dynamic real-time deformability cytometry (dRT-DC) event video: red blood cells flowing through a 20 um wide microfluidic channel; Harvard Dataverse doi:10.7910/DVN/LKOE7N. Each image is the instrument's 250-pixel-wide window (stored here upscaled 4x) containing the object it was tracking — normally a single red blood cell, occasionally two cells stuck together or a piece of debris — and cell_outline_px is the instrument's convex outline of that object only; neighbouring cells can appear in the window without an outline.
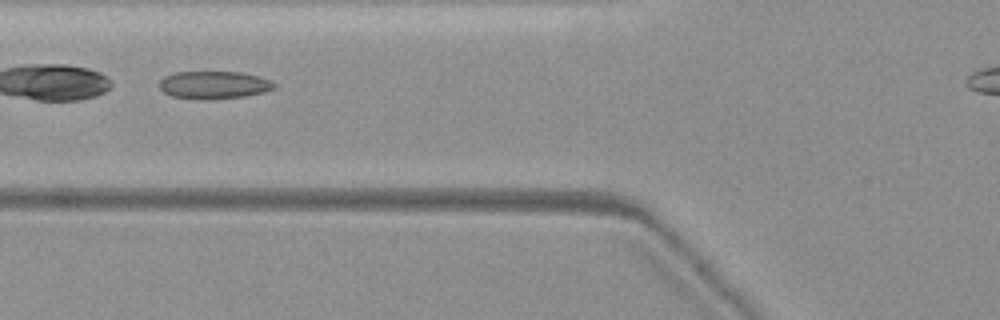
{"species": "common noctule bat (a hibernating species)", "species_latin": "Nyctalus noctula", "temperature_condition": "warm", "stored_images_in_passage": 32, "camera_frame_rate_fps": 3000, "um_per_image_px": 0.085, "animal": {"sex": "female", "body_mass_g": 19.3, "forearm_length_mm": 54.1}, "frame": {"image": 1, "passage_image": 5, "time_ms": 1.333, "image_size_px": [1000, 320], "cell_outline_px": [[276, 88], [264, 92], [244, 96], [212, 100], [204, 100], [172, 96], [164, 92], [160, 88], [160, 80], [164, 76], [176, 72], [240, 72], [256, 76], [268, 80], [276, 84]], "centroid_in_image_um": [18.17, 7.23], "position_along_channel_um": 107.6, "area_um2": 18.5}}